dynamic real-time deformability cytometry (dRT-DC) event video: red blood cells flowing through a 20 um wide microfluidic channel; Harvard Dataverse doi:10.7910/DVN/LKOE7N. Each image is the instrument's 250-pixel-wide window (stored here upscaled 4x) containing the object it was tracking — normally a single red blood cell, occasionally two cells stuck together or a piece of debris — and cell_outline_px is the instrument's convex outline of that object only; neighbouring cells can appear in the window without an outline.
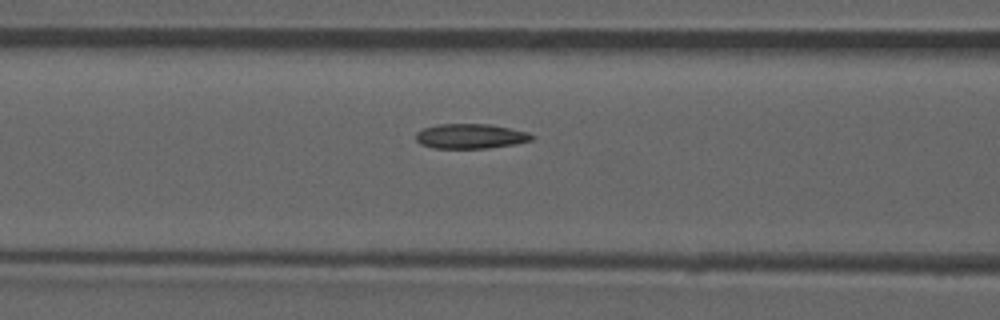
{"species": "common noctule bat (a hibernating species)", "species_latin": "Nyctalus noctula", "temperature_condition": "room temperature", "stored_images_in_passage": 50, "camera_frame_rate_fps": 3000, "um_per_image_px": 0.085, "animal": {"sex": "male", "forearm_length_mm": 52.5}, "frame": {"image": 1, "passage_image": 22, "time_ms": 7.0, "image_size_px": [1000, 320], "cell_outline_px": [[536, 136], [532, 140], [516, 144], [488, 148], [432, 148], [420, 144], [416, 140], [416, 132], [424, 128], [436, 124], [488, 124], [528, 132]], "centroid_in_image_um": [39.99, 11.58], "position_along_channel_um": 126.6, "area_um2": 16.82}, "authors_computed_cell_mechanics": {"area_um2": 16.8198, "velocity_mm_per_s": 3.8765, "shape_relaxation_time_tau1_ms": null, "shape_relaxation_time_tau2_ms": 4.0284, "deformation_change_tau1": null, "deformation_change_tau2": 0.0845}}